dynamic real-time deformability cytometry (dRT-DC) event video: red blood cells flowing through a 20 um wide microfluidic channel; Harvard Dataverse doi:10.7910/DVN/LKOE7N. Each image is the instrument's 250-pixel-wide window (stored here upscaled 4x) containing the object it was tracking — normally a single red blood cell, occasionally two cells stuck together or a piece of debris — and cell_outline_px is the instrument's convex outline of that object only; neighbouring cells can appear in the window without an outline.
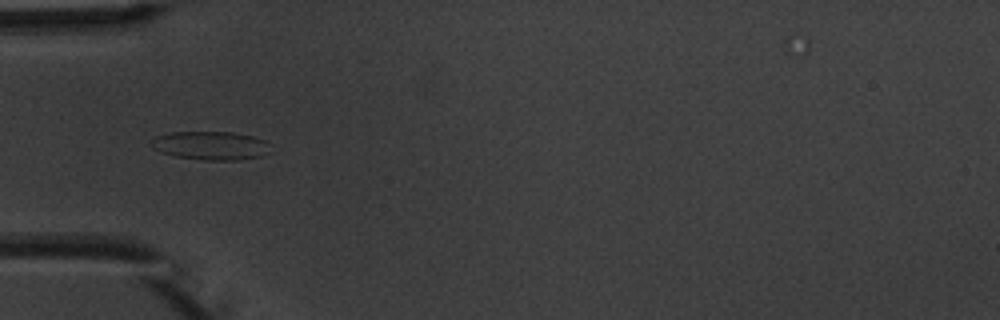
{"species": "common noctule bat (a hibernating species)", "species_latin": "Nyctalus noctula", "temperature_condition": "warm", "stored_images_in_passage": 8, "camera_frame_rate_fps": 3000, "um_per_image_px": 0.085, "animal": {"sex": "male", "body_mass_g": 20.1, "forearm_length_mm": 53.5}, "frame": {"image": 1, "passage_image": 6, "time_ms": 6.667, "image_size_px": [1000, 320], "cell_outline_px": [[268, 144], [264, 156], [240, 160], [204, 160], [176, 156], [160, 152], [152, 148], [152, 140], [156, 136], [172, 132], [232, 132], [252, 136], [264, 140]], "centroid_in_image_um": [17.89, 12.38], "position_along_channel_um": 67.1, "area_um2": 19.65}}
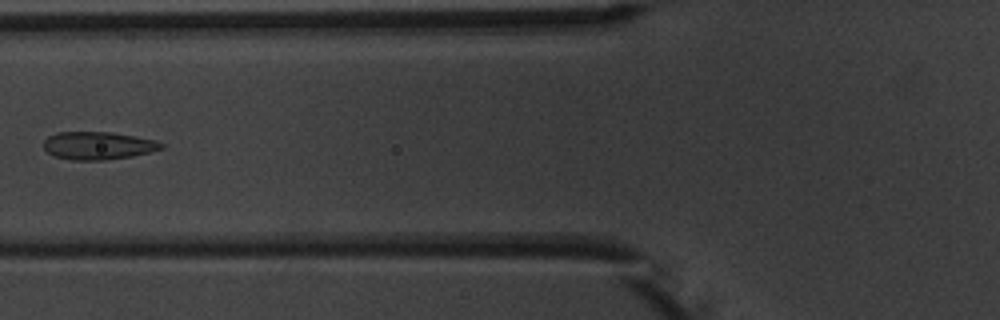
{"frame": {"image": 2, "passage_image": 7, "time_ms": 8.0, "image_size_px": [1000, 320], "cell_outline_px": [[164, 148], [132, 156], [108, 160], [72, 160], [52, 156], [44, 148], [44, 140], [48, 136], [56, 132], [112, 132], [156, 140], [164, 144]], "centroid_in_image_um": [8.32, 12.38], "position_along_channel_um": 117.5, "area_um2": 19.19}}
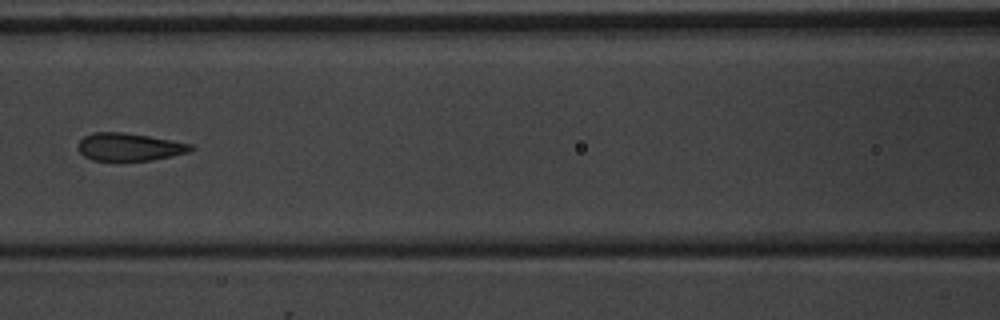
{"frame": {"image": 3, "passage_image": 8, "time_ms": 9.0, "image_size_px": [1000, 320], "cell_outline_px": [[196, 148], [188, 152], [152, 160], [92, 160], [84, 156], [76, 148], [76, 144], [84, 136], [92, 132], [124, 132], [172, 140], [192, 144]], "centroid_in_image_um": [10.96, 12.48], "position_along_channel_um": 155.6, "area_um2": 18.26}}